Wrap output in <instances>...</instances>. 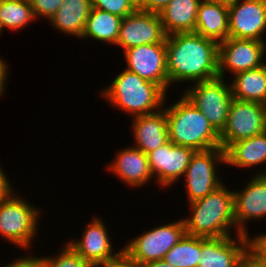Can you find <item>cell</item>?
Wrapping results in <instances>:
<instances>
[{
  "instance_id": "10",
  "label": "cell",
  "mask_w": 266,
  "mask_h": 267,
  "mask_svg": "<svg viewBox=\"0 0 266 267\" xmlns=\"http://www.w3.org/2000/svg\"><path fill=\"white\" fill-rule=\"evenodd\" d=\"M265 58L266 42L229 37L219 43L218 77L225 79L227 71L234 75L258 68L266 63Z\"/></svg>"
},
{
  "instance_id": "4",
  "label": "cell",
  "mask_w": 266,
  "mask_h": 267,
  "mask_svg": "<svg viewBox=\"0 0 266 267\" xmlns=\"http://www.w3.org/2000/svg\"><path fill=\"white\" fill-rule=\"evenodd\" d=\"M163 108L167 115L169 140L175 145L194 151L221 148L219 133L183 94L170 107Z\"/></svg>"
},
{
  "instance_id": "16",
  "label": "cell",
  "mask_w": 266,
  "mask_h": 267,
  "mask_svg": "<svg viewBox=\"0 0 266 267\" xmlns=\"http://www.w3.org/2000/svg\"><path fill=\"white\" fill-rule=\"evenodd\" d=\"M90 221L83 230L81 238L76 241L71 240L67 244L93 267H102L123 248L116 253L113 251L109 231L101 217L95 216Z\"/></svg>"
},
{
  "instance_id": "2",
  "label": "cell",
  "mask_w": 266,
  "mask_h": 267,
  "mask_svg": "<svg viewBox=\"0 0 266 267\" xmlns=\"http://www.w3.org/2000/svg\"><path fill=\"white\" fill-rule=\"evenodd\" d=\"M189 205L191 214L182 218L187 235L221 238L241 234L235 224L233 190L225 184ZM233 229L235 235H231Z\"/></svg>"
},
{
  "instance_id": "27",
  "label": "cell",
  "mask_w": 266,
  "mask_h": 267,
  "mask_svg": "<svg viewBox=\"0 0 266 267\" xmlns=\"http://www.w3.org/2000/svg\"><path fill=\"white\" fill-rule=\"evenodd\" d=\"M201 257V237L185 234L164 256L174 267H197Z\"/></svg>"
},
{
  "instance_id": "6",
  "label": "cell",
  "mask_w": 266,
  "mask_h": 267,
  "mask_svg": "<svg viewBox=\"0 0 266 267\" xmlns=\"http://www.w3.org/2000/svg\"><path fill=\"white\" fill-rule=\"evenodd\" d=\"M193 84V85H192ZM182 93L198 110L211 126L220 133L228 118V111L233 100L231 85L223 78L192 83Z\"/></svg>"
},
{
  "instance_id": "32",
  "label": "cell",
  "mask_w": 266,
  "mask_h": 267,
  "mask_svg": "<svg viewBox=\"0 0 266 267\" xmlns=\"http://www.w3.org/2000/svg\"><path fill=\"white\" fill-rule=\"evenodd\" d=\"M102 267H144L137 260L132 258L124 249L115 257L111 258Z\"/></svg>"
},
{
  "instance_id": "29",
  "label": "cell",
  "mask_w": 266,
  "mask_h": 267,
  "mask_svg": "<svg viewBox=\"0 0 266 267\" xmlns=\"http://www.w3.org/2000/svg\"><path fill=\"white\" fill-rule=\"evenodd\" d=\"M92 7L122 18L137 10L136 0H91Z\"/></svg>"
},
{
  "instance_id": "19",
  "label": "cell",
  "mask_w": 266,
  "mask_h": 267,
  "mask_svg": "<svg viewBox=\"0 0 266 267\" xmlns=\"http://www.w3.org/2000/svg\"><path fill=\"white\" fill-rule=\"evenodd\" d=\"M134 146L146 155L169 141L165 109L147 115L132 117Z\"/></svg>"
},
{
  "instance_id": "37",
  "label": "cell",
  "mask_w": 266,
  "mask_h": 267,
  "mask_svg": "<svg viewBox=\"0 0 266 267\" xmlns=\"http://www.w3.org/2000/svg\"><path fill=\"white\" fill-rule=\"evenodd\" d=\"M236 267H265V266L257 262L249 253H247Z\"/></svg>"
},
{
  "instance_id": "1",
  "label": "cell",
  "mask_w": 266,
  "mask_h": 267,
  "mask_svg": "<svg viewBox=\"0 0 266 267\" xmlns=\"http://www.w3.org/2000/svg\"><path fill=\"white\" fill-rule=\"evenodd\" d=\"M219 43L195 32L174 33L166 38L169 87L218 78Z\"/></svg>"
},
{
  "instance_id": "26",
  "label": "cell",
  "mask_w": 266,
  "mask_h": 267,
  "mask_svg": "<svg viewBox=\"0 0 266 267\" xmlns=\"http://www.w3.org/2000/svg\"><path fill=\"white\" fill-rule=\"evenodd\" d=\"M36 20L28 0H0V29L17 31Z\"/></svg>"
},
{
  "instance_id": "14",
  "label": "cell",
  "mask_w": 266,
  "mask_h": 267,
  "mask_svg": "<svg viewBox=\"0 0 266 267\" xmlns=\"http://www.w3.org/2000/svg\"><path fill=\"white\" fill-rule=\"evenodd\" d=\"M228 12L229 37L266 42V0H237Z\"/></svg>"
},
{
  "instance_id": "36",
  "label": "cell",
  "mask_w": 266,
  "mask_h": 267,
  "mask_svg": "<svg viewBox=\"0 0 266 267\" xmlns=\"http://www.w3.org/2000/svg\"><path fill=\"white\" fill-rule=\"evenodd\" d=\"M10 66L7 65L5 59L2 58V56L0 57V97L3 96L4 91L6 90V83H7V76L9 74L8 70Z\"/></svg>"
},
{
  "instance_id": "33",
  "label": "cell",
  "mask_w": 266,
  "mask_h": 267,
  "mask_svg": "<svg viewBox=\"0 0 266 267\" xmlns=\"http://www.w3.org/2000/svg\"><path fill=\"white\" fill-rule=\"evenodd\" d=\"M171 0H136L138 10L158 13Z\"/></svg>"
},
{
  "instance_id": "28",
  "label": "cell",
  "mask_w": 266,
  "mask_h": 267,
  "mask_svg": "<svg viewBox=\"0 0 266 267\" xmlns=\"http://www.w3.org/2000/svg\"><path fill=\"white\" fill-rule=\"evenodd\" d=\"M58 254L52 256L37 257L44 267H93L79 254H77L67 243L63 244Z\"/></svg>"
},
{
  "instance_id": "7",
  "label": "cell",
  "mask_w": 266,
  "mask_h": 267,
  "mask_svg": "<svg viewBox=\"0 0 266 267\" xmlns=\"http://www.w3.org/2000/svg\"><path fill=\"white\" fill-rule=\"evenodd\" d=\"M225 163V151L213 148L206 151H195L183 178L185 179L186 197L189 203L202 199L224 184L218 175L216 166ZM218 171V172H216Z\"/></svg>"
},
{
  "instance_id": "39",
  "label": "cell",
  "mask_w": 266,
  "mask_h": 267,
  "mask_svg": "<svg viewBox=\"0 0 266 267\" xmlns=\"http://www.w3.org/2000/svg\"><path fill=\"white\" fill-rule=\"evenodd\" d=\"M202 1L207 2V3L220 4V5H224L226 7H230L237 0H202Z\"/></svg>"
},
{
  "instance_id": "24",
  "label": "cell",
  "mask_w": 266,
  "mask_h": 267,
  "mask_svg": "<svg viewBox=\"0 0 266 267\" xmlns=\"http://www.w3.org/2000/svg\"><path fill=\"white\" fill-rule=\"evenodd\" d=\"M235 99L266 105V63L258 68L238 72L231 77Z\"/></svg>"
},
{
  "instance_id": "15",
  "label": "cell",
  "mask_w": 266,
  "mask_h": 267,
  "mask_svg": "<svg viewBox=\"0 0 266 267\" xmlns=\"http://www.w3.org/2000/svg\"><path fill=\"white\" fill-rule=\"evenodd\" d=\"M233 195L237 230L249 235L247 221H262L266 217V176L254 174L244 189L233 191Z\"/></svg>"
},
{
  "instance_id": "35",
  "label": "cell",
  "mask_w": 266,
  "mask_h": 267,
  "mask_svg": "<svg viewBox=\"0 0 266 267\" xmlns=\"http://www.w3.org/2000/svg\"><path fill=\"white\" fill-rule=\"evenodd\" d=\"M7 175L8 174L3 171L0 165V202L6 199L13 191H15V188L10 183Z\"/></svg>"
},
{
  "instance_id": "12",
  "label": "cell",
  "mask_w": 266,
  "mask_h": 267,
  "mask_svg": "<svg viewBox=\"0 0 266 267\" xmlns=\"http://www.w3.org/2000/svg\"><path fill=\"white\" fill-rule=\"evenodd\" d=\"M166 38L159 14L137 9L122 19L116 46L124 51L143 44L166 43Z\"/></svg>"
},
{
  "instance_id": "23",
  "label": "cell",
  "mask_w": 266,
  "mask_h": 267,
  "mask_svg": "<svg viewBox=\"0 0 266 267\" xmlns=\"http://www.w3.org/2000/svg\"><path fill=\"white\" fill-rule=\"evenodd\" d=\"M225 163L248 168L266 164V131L229 145L225 150ZM266 166V165H265Z\"/></svg>"
},
{
  "instance_id": "8",
  "label": "cell",
  "mask_w": 266,
  "mask_h": 267,
  "mask_svg": "<svg viewBox=\"0 0 266 267\" xmlns=\"http://www.w3.org/2000/svg\"><path fill=\"white\" fill-rule=\"evenodd\" d=\"M186 234L183 219L156 226L145 233L136 235L123 248L141 265L163 260L165 254Z\"/></svg>"
},
{
  "instance_id": "30",
  "label": "cell",
  "mask_w": 266,
  "mask_h": 267,
  "mask_svg": "<svg viewBox=\"0 0 266 267\" xmlns=\"http://www.w3.org/2000/svg\"><path fill=\"white\" fill-rule=\"evenodd\" d=\"M36 20L40 17L48 20L57 12L63 0H28ZM38 16V17H37Z\"/></svg>"
},
{
  "instance_id": "3",
  "label": "cell",
  "mask_w": 266,
  "mask_h": 267,
  "mask_svg": "<svg viewBox=\"0 0 266 267\" xmlns=\"http://www.w3.org/2000/svg\"><path fill=\"white\" fill-rule=\"evenodd\" d=\"M106 87L101 89L100 97L130 117L152 114L166 106L167 94L159 85L127 69Z\"/></svg>"
},
{
  "instance_id": "5",
  "label": "cell",
  "mask_w": 266,
  "mask_h": 267,
  "mask_svg": "<svg viewBox=\"0 0 266 267\" xmlns=\"http://www.w3.org/2000/svg\"><path fill=\"white\" fill-rule=\"evenodd\" d=\"M14 192L0 202V236L6 242L28 250L34 246L33 238L38 234L42 210Z\"/></svg>"
},
{
  "instance_id": "13",
  "label": "cell",
  "mask_w": 266,
  "mask_h": 267,
  "mask_svg": "<svg viewBox=\"0 0 266 267\" xmlns=\"http://www.w3.org/2000/svg\"><path fill=\"white\" fill-rule=\"evenodd\" d=\"M194 150L189 147L175 145L170 140L147 154L153 180L161 189L170 187L183 178ZM180 178V179H179Z\"/></svg>"
},
{
  "instance_id": "21",
  "label": "cell",
  "mask_w": 266,
  "mask_h": 267,
  "mask_svg": "<svg viewBox=\"0 0 266 267\" xmlns=\"http://www.w3.org/2000/svg\"><path fill=\"white\" fill-rule=\"evenodd\" d=\"M195 33L218 43L229 38L228 7L201 1L198 6Z\"/></svg>"
},
{
  "instance_id": "31",
  "label": "cell",
  "mask_w": 266,
  "mask_h": 267,
  "mask_svg": "<svg viewBox=\"0 0 266 267\" xmlns=\"http://www.w3.org/2000/svg\"><path fill=\"white\" fill-rule=\"evenodd\" d=\"M247 235L248 253L259 263L266 267V233H259L253 238Z\"/></svg>"
},
{
  "instance_id": "11",
  "label": "cell",
  "mask_w": 266,
  "mask_h": 267,
  "mask_svg": "<svg viewBox=\"0 0 266 267\" xmlns=\"http://www.w3.org/2000/svg\"><path fill=\"white\" fill-rule=\"evenodd\" d=\"M125 69L169 91L166 43L143 44L123 51Z\"/></svg>"
},
{
  "instance_id": "25",
  "label": "cell",
  "mask_w": 266,
  "mask_h": 267,
  "mask_svg": "<svg viewBox=\"0 0 266 267\" xmlns=\"http://www.w3.org/2000/svg\"><path fill=\"white\" fill-rule=\"evenodd\" d=\"M122 19L118 15L92 7L81 39L91 38L116 45Z\"/></svg>"
},
{
  "instance_id": "18",
  "label": "cell",
  "mask_w": 266,
  "mask_h": 267,
  "mask_svg": "<svg viewBox=\"0 0 266 267\" xmlns=\"http://www.w3.org/2000/svg\"><path fill=\"white\" fill-rule=\"evenodd\" d=\"M106 166V170L113 172L124 184L134 188L142 187L153 179L148 156L133 146L119 149L114 160Z\"/></svg>"
},
{
  "instance_id": "17",
  "label": "cell",
  "mask_w": 266,
  "mask_h": 267,
  "mask_svg": "<svg viewBox=\"0 0 266 267\" xmlns=\"http://www.w3.org/2000/svg\"><path fill=\"white\" fill-rule=\"evenodd\" d=\"M233 237H201V257L197 267H236L248 253V239L244 234Z\"/></svg>"
},
{
  "instance_id": "40",
  "label": "cell",
  "mask_w": 266,
  "mask_h": 267,
  "mask_svg": "<svg viewBox=\"0 0 266 267\" xmlns=\"http://www.w3.org/2000/svg\"><path fill=\"white\" fill-rule=\"evenodd\" d=\"M257 171H258V173H255V174H263V175H265L266 176V169H261V170H258L257 169Z\"/></svg>"
},
{
  "instance_id": "9",
  "label": "cell",
  "mask_w": 266,
  "mask_h": 267,
  "mask_svg": "<svg viewBox=\"0 0 266 267\" xmlns=\"http://www.w3.org/2000/svg\"><path fill=\"white\" fill-rule=\"evenodd\" d=\"M266 131V105L233 98L226 125L219 133L221 149Z\"/></svg>"
},
{
  "instance_id": "34",
  "label": "cell",
  "mask_w": 266,
  "mask_h": 267,
  "mask_svg": "<svg viewBox=\"0 0 266 267\" xmlns=\"http://www.w3.org/2000/svg\"><path fill=\"white\" fill-rule=\"evenodd\" d=\"M4 267H44L41 261L37 257L29 256H19L15 258L11 263H6Z\"/></svg>"
},
{
  "instance_id": "20",
  "label": "cell",
  "mask_w": 266,
  "mask_h": 267,
  "mask_svg": "<svg viewBox=\"0 0 266 267\" xmlns=\"http://www.w3.org/2000/svg\"><path fill=\"white\" fill-rule=\"evenodd\" d=\"M91 9V0H63L60 8L49 19L50 26L65 35L81 39Z\"/></svg>"
},
{
  "instance_id": "22",
  "label": "cell",
  "mask_w": 266,
  "mask_h": 267,
  "mask_svg": "<svg viewBox=\"0 0 266 267\" xmlns=\"http://www.w3.org/2000/svg\"><path fill=\"white\" fill-rule=\"evenodd\" d=\"M202 0H171L158 14L167 35L195 32L199 3Z\"/></svg>"
},
{
  "instance_id": "38",
  "label": "cell",
  "mask_w": 266,
  "mask_h": 267,
  "mask_svg": "<svg viewBox=\"0 0 266 267\" xmlns=\"http://www.w3.org/2000/svg\"><path fill=\"white\" fill-rule=\"evenodd\" d=\"M143 266L144 267H174L171 264L166 263L164 260L152 261Z\"/></svg>"
}]
</instances>
